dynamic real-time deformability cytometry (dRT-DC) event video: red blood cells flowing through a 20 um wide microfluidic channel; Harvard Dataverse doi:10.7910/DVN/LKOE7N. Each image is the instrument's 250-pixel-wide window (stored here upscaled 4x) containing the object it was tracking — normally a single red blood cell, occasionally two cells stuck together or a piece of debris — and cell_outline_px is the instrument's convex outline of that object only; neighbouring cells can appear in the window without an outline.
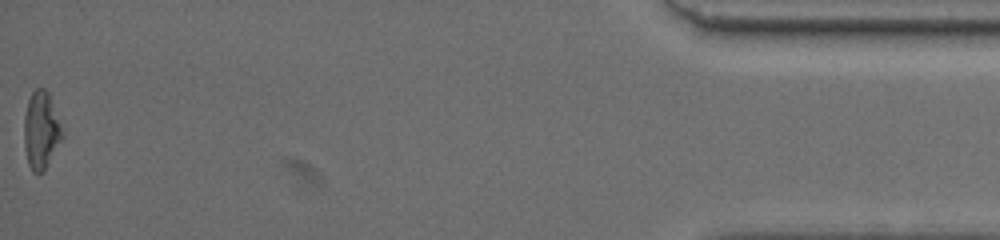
{"species": "common noctule bat (a hibernating species)", "species_latin": "Nyctalus noctula", "temperature_condition": "warm", "stored_images_in_passage": 45, "camera_frame_rate_fps": 3000, "um_per_image_px": 0.085, "animal": {"sex": "female", "body_mass_g": 19.5, "forearm_length_mm": 54.1}, "frame": {"image": 1, "passage_image": 45, "time_ms": 14.667, "image_size_px": [1000, 240], "cell_outline_px": [[64, 136], [44, 172], [32, 172], [28, 164], [24, 148], [24, 116], [28, 100], [32, 92], [36, 88], [44, 88], [48, 92], [64, 132]], "centroid_in_image_um": [3.5, 11.09], "position_along_channel_um": 431.7, "area_um2": 17.4}}